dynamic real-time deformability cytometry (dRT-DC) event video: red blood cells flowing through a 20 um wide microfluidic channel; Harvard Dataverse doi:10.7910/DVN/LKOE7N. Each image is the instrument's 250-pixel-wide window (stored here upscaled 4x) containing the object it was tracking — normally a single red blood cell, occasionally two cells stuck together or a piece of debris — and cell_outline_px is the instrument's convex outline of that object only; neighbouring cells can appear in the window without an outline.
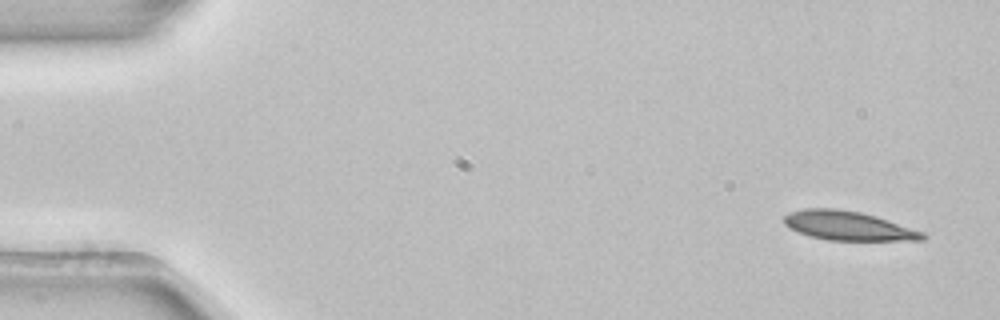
{"species": "common noctule bat (a hibernating species)", "species_latin": "Nyctalus noctula", "temperature_condition": "room temperature", "stored_images_in_passage": 51, "camera_frame_rate_fps": 3000, "um_per_image_px": 0.085, "animal": {"sex": "female", "body_mass_g": 22.7, "forearm_length_mm": 54.2}, "frame": {"image": 1, "passage_image": 1, "time_ms": 0.0, "image_size_px": [1000, 320], "cell_outline_px": [[928, 236], [924, 240], [828, 240], [808, 236], [788, 228], [784, 224], [784, 216], [788, 212], [804, 208], [836, 208], [860, 212], [876, 216], [924, 232]], "centroid_in_image_um": [72.06, 19.19], "position_along_channel_um": 12.9, "area_um2": 23.64}}
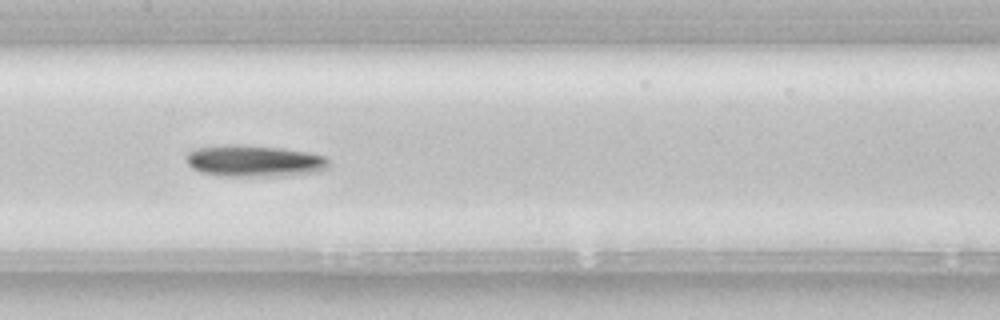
{"frame": {"image": 2, "passage_image": 24, "time_ms": 7.667, "image_size_px": [1000, 320], "cell_outline_px": [[332, 164], [328, 168], [316, 172], [284, 176], [216, 176], [200, 172], [192, 168], [188, 164], [184, 156], [188, 152], [196, 148], [228, 144], [240, 144], [280, 148], [308, 152], [324, 156]], "centroid_in_image_um": [21.59, 13.69], "position_along_channel_um": 185.8, "area_um2": 26.65}}
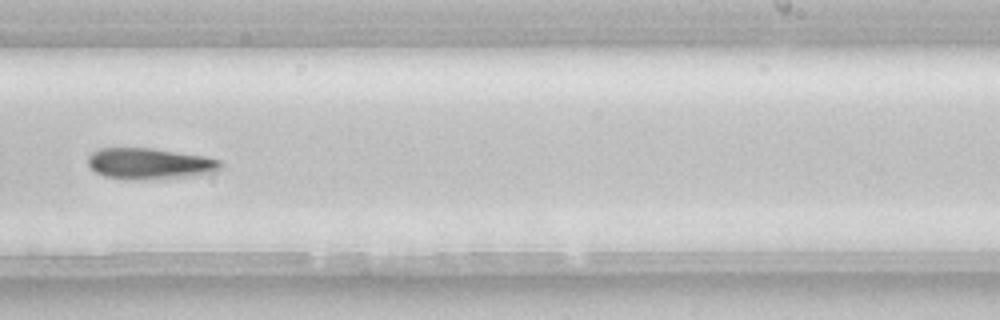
{"frame": {"image": 3, "passage_image": 31, "time_ms": 10.0, "image_size_px": [1000, 320], "cell_outline_px": [[224, 164], [216, 172], [192, 176], [132, 180], [128, 180], [104, 176], [96, 172], [88, 164], [88, 156], [92, 152], [100, 148], [152, 148], [204, 156], [220, 160]], "centroid_in_image_um": [12.73, 13.91], "position_along_channel_um": 276.3, "area_um2": 24.1}, "authors_computed_cell_mechanics": {"area_um2": 24.1026, "velocity_mm_per_s": 3.8986, "shape_relaxation_time_tau1_ms": 8.5166, "shape_relaxation_time_tau2_ms": null, "deformation_change_tau1": 0.1716, "deformation_change_tau2": null}}